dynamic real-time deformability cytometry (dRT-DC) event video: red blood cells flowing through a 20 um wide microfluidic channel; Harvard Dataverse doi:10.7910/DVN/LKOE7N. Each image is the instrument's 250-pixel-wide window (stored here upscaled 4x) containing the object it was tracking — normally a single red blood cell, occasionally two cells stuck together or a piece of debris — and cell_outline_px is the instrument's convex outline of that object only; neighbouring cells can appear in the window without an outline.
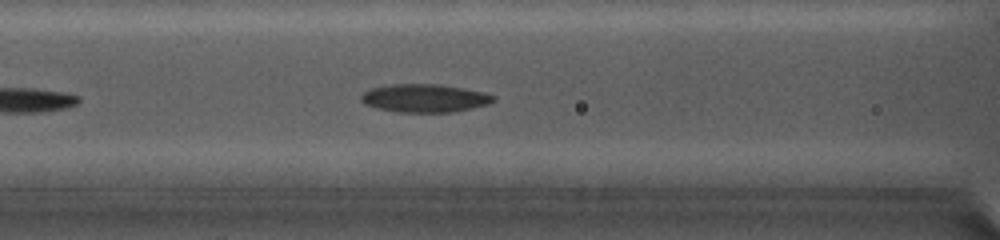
{"species": "common noctule bat (a hibernating species)", "species_latin": "Nyctalus noctula", "temperature_condition": "cold", "stored_images_in_passage": 18, "camera_frame_rate_fps": 5000, "um_per_image_px": 0.085, "animal": {"sex": "female", "body_mass_g": 19.0, "forearm_length_mm": 56.7}, "frame": {"image": 1, "passage_image": 6, "time_ms": 2.8, "image_size_px": [1000, 240], "cell_outline_px": [[496, 100], [488, 104], [472, 108], [452, 112], [396, 112], [376, 108], [364, 104], [360, 100], [360, 96], [364, 92], [372, 88], [388, 84], [440, 84], [464, 88], [484, 92], [496, 96]], "centroid_in_image_um": [36.09, 8.34], "position_along_channel_um": 130.5, "area_um2": 21.91}}
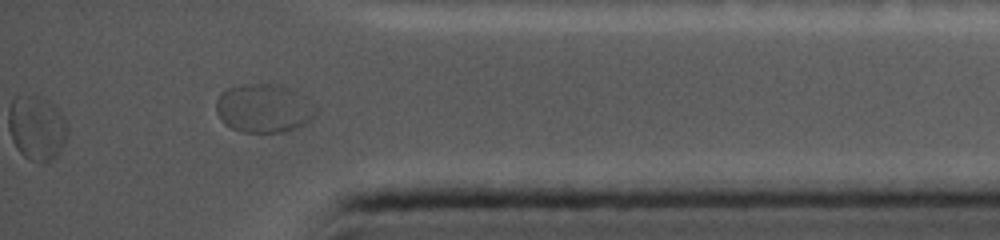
{"frame": {"image": 2, "passage_image": 18, "time_ms": 10.6, "image_size_px": [1000, 240], "cell_outline_px": [[316, 116], [304, 124], [296, 128], [280, 132], [240, 132], [224, 124], [216, 112], [216, 100], [220, 92], [228, 88], [240, 84], [272, 84], [292, 88], [316, 108]], "centroid_in_image_um": [22.38, 9.2], "position_along_channel_um": 412.8, "area_um2": 28.21}}